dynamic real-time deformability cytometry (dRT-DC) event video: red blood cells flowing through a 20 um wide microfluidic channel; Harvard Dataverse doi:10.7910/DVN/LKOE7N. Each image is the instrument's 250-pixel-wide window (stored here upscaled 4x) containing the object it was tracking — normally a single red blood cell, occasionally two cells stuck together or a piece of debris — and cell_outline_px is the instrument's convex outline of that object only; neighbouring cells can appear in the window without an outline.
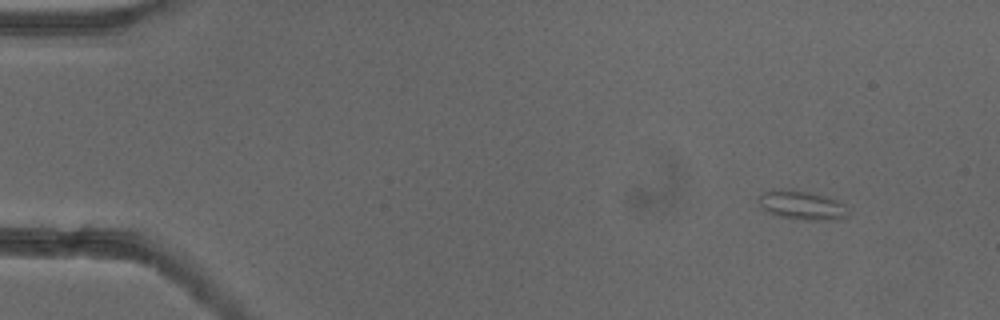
{"species": "common noctule bat (a hibernating species)", "species_latin": "Nyctalus noctula", "temperature_condition": "cold", "stored_images_in_passage": 49, "camera_frame_rate_fps": 3000, "um_per_image_px": 0.085, "animal": {"sex": "female"}, "frame": {"image": 1, "passage_image": 1, "time_ms": 0.0, "image_size_px": [1000, 320], "cell_outline_px": [[848, 212], [844, 216], [836, 220], [804, 220], [780, 216], [768, 212], [760, 204], [760, 196], [764, 192], [808, 192], [824, 196], [836, 200], [844, 204]], "centroid_in_image_um": [68.24, 17.5], "position_along_channel_um": 16.8, "area_um2": 14.1}}